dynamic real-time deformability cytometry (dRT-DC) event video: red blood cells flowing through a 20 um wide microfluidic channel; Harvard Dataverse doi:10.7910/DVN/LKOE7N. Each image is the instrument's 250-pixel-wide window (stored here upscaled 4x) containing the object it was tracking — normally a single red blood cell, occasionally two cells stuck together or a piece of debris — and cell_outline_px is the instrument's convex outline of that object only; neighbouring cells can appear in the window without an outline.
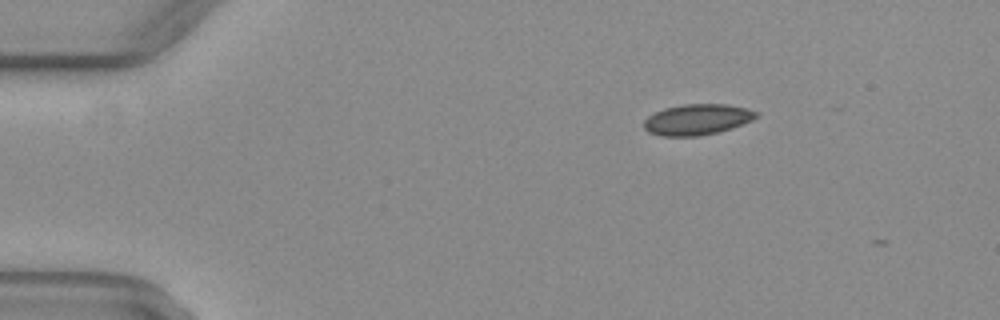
{"species": "common noctule bat (a hibernating species)", "species_latin": "Nyctalus noctula", "temperature_condition": "warm", "stored_images_in_passage": 3, "camera_frame_rate_fps": 3000, "um_per_image_px": 0.085, "animal": {"sex": "female", "body_mass_g": 29.2, "forearm_length_mm": 56.3}, "frame": {"image": 1, "passage_image": 1, "time_ms": 0.0, "image_size_px": [1000, 320], "cell_outline_px": [[760, 116], [752, 120], [732, 128], [700, 136], [660, 136], [648, 132], [644, 128], [644, 120], [648, 116], [664, 108], [684, 104], [724, 104], [744, 108], [760, 112]], "centroid_in_image_um": [59.26, 10.16], "position_along_channel_um": 25.7, "area_um2": 20.17}}